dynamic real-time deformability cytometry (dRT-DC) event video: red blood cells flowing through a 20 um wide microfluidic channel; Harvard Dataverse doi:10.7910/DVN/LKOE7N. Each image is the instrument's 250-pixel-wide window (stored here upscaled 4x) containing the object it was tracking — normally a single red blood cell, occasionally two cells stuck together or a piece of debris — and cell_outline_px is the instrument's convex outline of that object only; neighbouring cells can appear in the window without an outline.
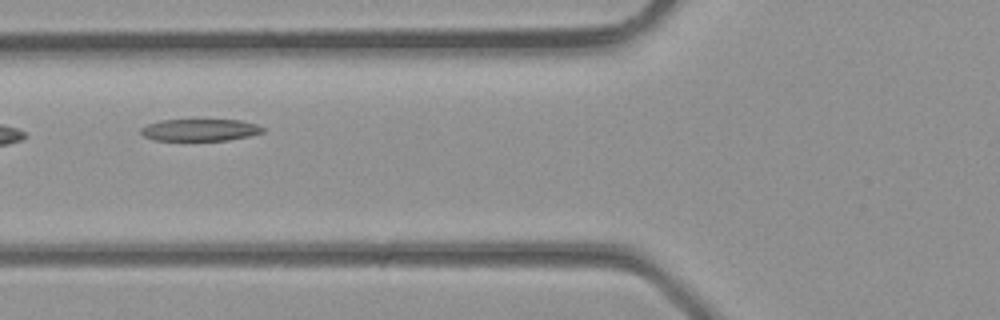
{"species": "common noctule bat (a hibernating species)", "species_latin": "Nyctalus noctula", "temperature_condition": "room temperature", "stored_images_in_passage": 3, "camera_frame_rate_fps": 3000, "um_per_image_px": 0.085, "animal": {"sex": "male", "body_mass_g": 23.1, "forearm_length_mm": 52.7}, "frame": {"image": 1, "passage_image": 3, "time_ms": 0.667, "image_size_px": [1000, 320], "cell_outline_px": [[264, 132], [248, 136], [228, 140], [152, 140], [144, 136], [140, 132], [140, 128], [148, 124], [160, 120], [240, 120], [256, 124], [264, 128]], "centroid_in_image_um": [16.98, 11.04], "position_along_channel_um": 108.8, "area_um2": 15.55}}